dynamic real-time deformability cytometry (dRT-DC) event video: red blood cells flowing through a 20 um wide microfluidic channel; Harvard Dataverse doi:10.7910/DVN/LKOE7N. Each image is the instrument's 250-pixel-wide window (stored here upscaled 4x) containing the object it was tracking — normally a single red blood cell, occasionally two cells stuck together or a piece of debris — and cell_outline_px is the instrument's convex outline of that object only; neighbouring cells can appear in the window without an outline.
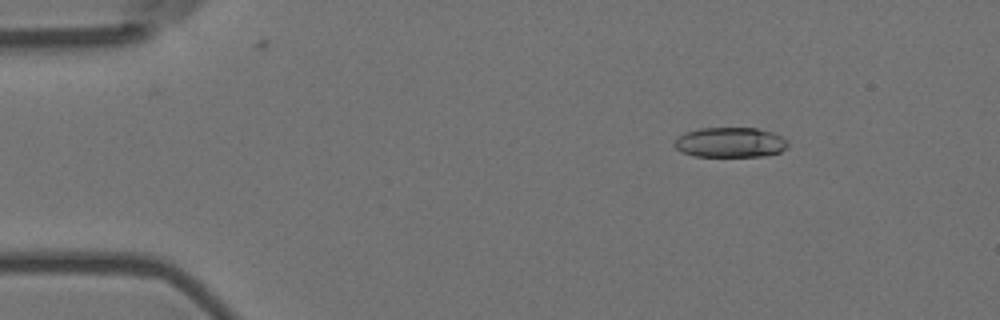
{"species": "Egyptian fruit bat (a non-hibernating species)", "species_latin": "Rousettus aegyptiacus", "temperature_condition": "room temperature", "stored_images_in_passage": 5, "camera_frame_rate_fps": 3000, "um_per_image_px": 0.085, "animal": {"sex": "female"}, "frame": {"image": 1, "passage_image": 3, "time_ms": 0.667, "image_size_px": [1000, 320], "cell_outline_px": [[788, 144], [780, 152], [764, 156], [696, 156], [680, 152], [672, 144], [684, 132], [700, 128], [756, 128], [772, 132], [784, 136], [788, 140]], "centroid_in_image_um": [62.07, 12.1], "position_along_channel_um": 22.9, "area_um2": 19.94}}